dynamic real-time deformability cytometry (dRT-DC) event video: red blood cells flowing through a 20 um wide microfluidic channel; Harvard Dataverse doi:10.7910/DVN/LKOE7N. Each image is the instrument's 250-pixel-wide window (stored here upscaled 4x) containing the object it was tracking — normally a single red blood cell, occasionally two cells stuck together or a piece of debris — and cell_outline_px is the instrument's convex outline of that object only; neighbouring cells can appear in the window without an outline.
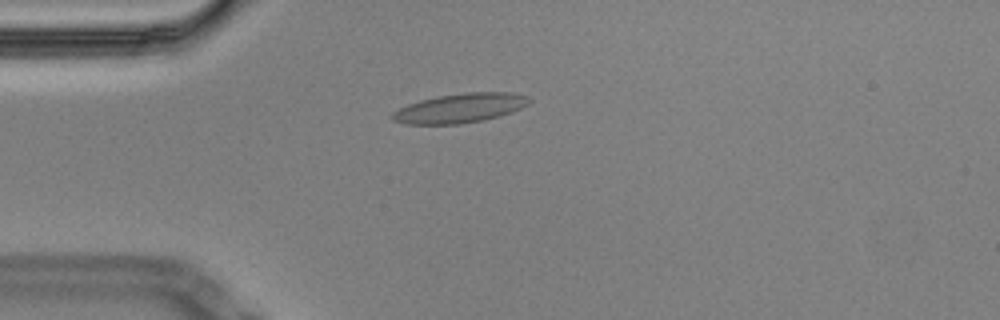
{"species": "Egyptian fruit bat (a non-hibernating species)", "species_latin": "Rousettus aegyptiacus", "temperature_condition": "cold", "stored_images_in_passage": 51, "camera_frame_rate_fps": 3000, "um_per_image_px": 0.085, "animal": {"sex": "male"}, "frame": {"image": 1, "passage_image": 8, "time_ms": 2.333, "image_size_px": [1000, 320], "cell_outline_px": [[532, 100], [528, 104], [512, 112], [500, 116], [484, 120], [460, 124], [408, 124], [392, 120], [392, 112], [408, 104], [420, 100], [440, 96], [464, 92], [512, 92], [528, 96]], "centroid_in_image_um": [39.14, 9.18], "position_along_channel_um": 45.9, "area_um2": 23.41}}
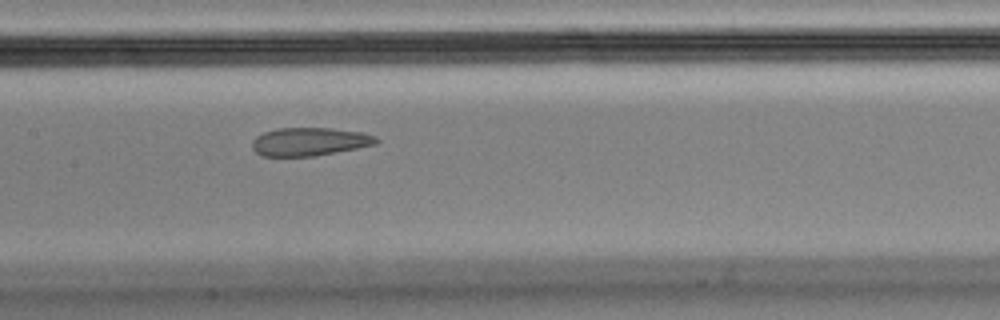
{"frame": {"image": 2, "passage_image": 21, "time_ms": 6.667, "image_size_px": [1000, 320], "cell_outline_px": [[380, 140], [376, 144], [356, 148], [312, 156], [260, 156], [252, 148], [252, 140], [256, 136], [264, 132], [276, 128], [332, 128], [364, 132], [376, 136]], "centroid_in_image_um": [26.3, 12.03], "position_along_channel_um": 181.1, "area_um2": 20.46}}
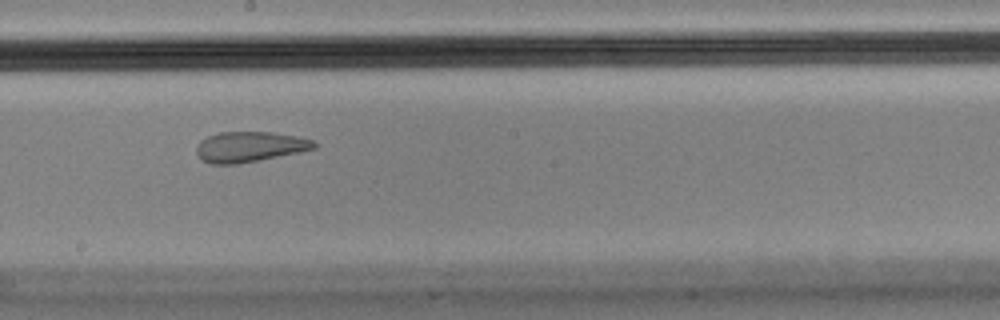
{"frame": {"image": 3, "passage_image": 25, "time_ms": 8.0, "image_size_px": [1000, 320], "cell_outline_px": [[316, 148], [300, 152], [260, 160], [236, 164], [208, 164], [200, 160], [196, 152], [196, 148], [200, 140], [208, 136], [220, 132], [272, 132], [296, 136], [312, 140], [316, 144]], "centroid_in_image_um": [21.18, 12.49], "position_along_channel_um": 227.0, "area_um2": 20.92}, "authors_computed_cell_mechanics": {"area_um2": 22.8888, "velocity_mm_per_s": 3.4473, "shape_relaxation_time_tau1_ms": null, "shape_relaxation_time_tau2_ms": 1.1115, "deformation_change_tau1": null, "deformation_change_tau2": 0.0743}}